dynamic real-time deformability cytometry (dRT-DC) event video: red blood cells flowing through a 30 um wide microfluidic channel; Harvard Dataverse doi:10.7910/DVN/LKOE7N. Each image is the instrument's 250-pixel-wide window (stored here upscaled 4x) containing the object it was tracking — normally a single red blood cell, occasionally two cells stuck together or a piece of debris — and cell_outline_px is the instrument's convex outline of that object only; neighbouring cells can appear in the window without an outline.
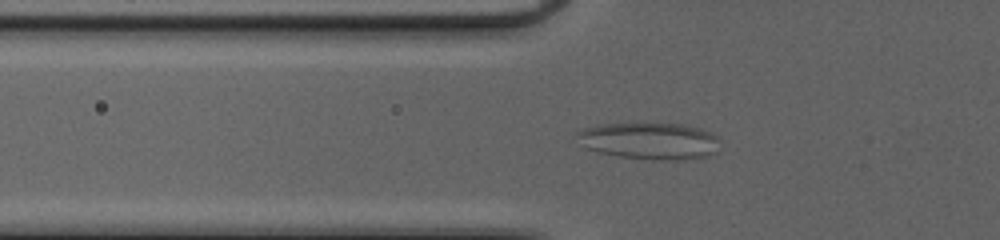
{"species": "common noctule bat (a hibernating species)", "species_latin": "Nyctalus noctula", "temperature_condition": "cold", "stored_images_in_passage": 38, "camera_frame_rate_fps": 3000, "um_per_image_px": 0.085, "animal": {"sex": "female", "body_mass_g": 20.0, "forearm_length_mm": 54.0}, "frame": {"image": 1, "passage_image": 5, "time_ms": 1.333, "image_size_px": [1000, 240], "cell_outline_px": [[720, 152], [708, 156], [684, 160], [660, 160], [620, 156], [600, 152], [588, 148], [576, 132], [584, 128], [604, 124], [680, 124], [700, 128], [716, 136]], "centroid_in_image_um": [55.31, 11.99], "position_along_channel_um": 70.5, "area_um2": 30.11}}
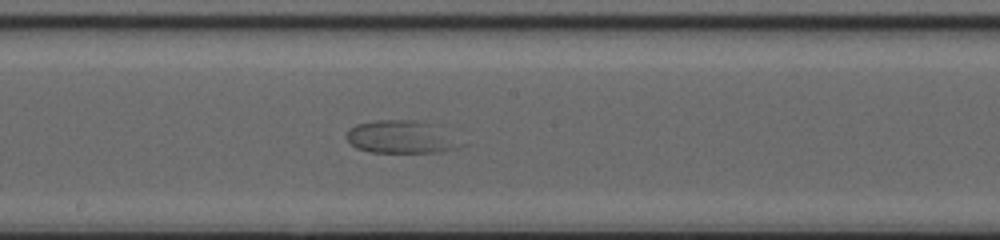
{"frame": {"image": 2, "passage_image": 16, "time_ms": 5.0, "image_size_px": [1000, 240], "cell_outline_px": [[452, 148], [436, 152], [372, 152], [356, 148], [348, 140], [348, 128], [356, 124], [376, 120], [416, 120], [428, 124]], "centroid_in_image_um": [33.67, 11.63], "position_along_channel_um": 214.5, "area_um2": 19.54}}
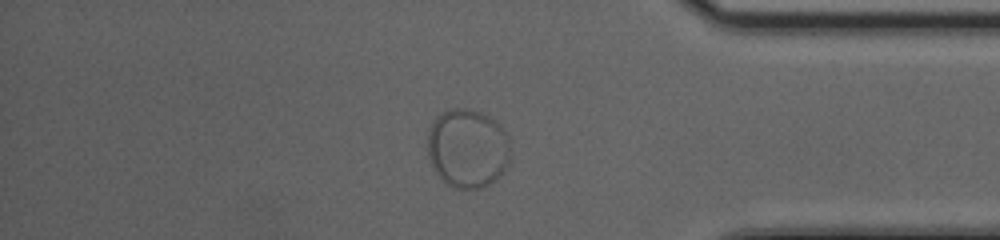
{"frame": {"image": 3, "passage_image": 31, "time_ms": 10.0, "image_size_px": [1000, 240], "cell_outline_px": [[508, 164], [500, 176], [496, 180], [480, 188], [456, 188], [448, 184], [436, 172], [432, 164], [428, 152], [428, 136], [432, 124], [436, 116], [440, 112], [452, 108], [464, 108], [480, 112], [496, 120], [504, 132], [508, 140]], "centroid_in_image_um": [39.74, 12.59], "position_along_channel_um": 395.5, "area_um2": 37.69}}